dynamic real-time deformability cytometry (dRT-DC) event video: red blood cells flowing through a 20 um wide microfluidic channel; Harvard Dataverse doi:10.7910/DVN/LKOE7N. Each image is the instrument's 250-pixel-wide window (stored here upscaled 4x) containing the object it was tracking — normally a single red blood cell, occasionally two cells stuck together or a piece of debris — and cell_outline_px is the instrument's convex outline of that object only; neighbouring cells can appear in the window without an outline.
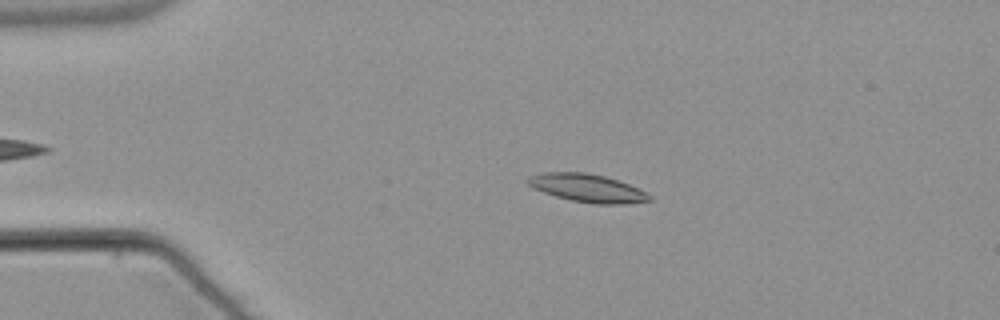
{"species": "common noctule bat (a hibernating species)", "species_latin": "Nyctalus noctula", "temperature_condition": "warm", "stored_images_in_passage": 47, "camera_frame_rate_fps": 3000, "um_per_image_px": 0.085, "animal": {"sex": "male", "body_mass_g": 21.5, "forearm_length_mm": 52.0}, "frame": {"image": 1, "passage_image": 11, "time_ms": 3.333, "image_size_px": [1000, 320], "cell_outline_px": [[652, 200], [620, 204], [592, 204], [568, 200], [544, 192], [528, 184], [524, 180], [528, 176], [544, 172], [584, 172], [604, 176], [628, 184], [652, 196]], "centroid_in_image_um": [49.88, 15.98], "position_along_channel_um": 35.1, "area_um2": 19.71}}
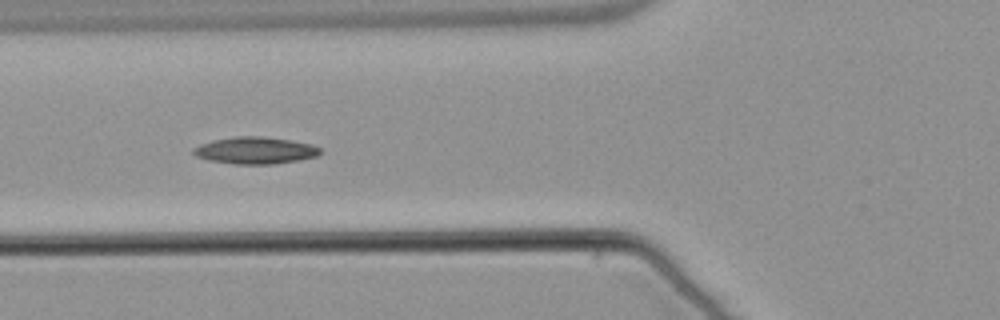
{"frame": {"image": 2, "passage_image": 20, "time_ms": 6.333, "image_size_px": [1000, 320], "cell_outline_px": [[320, 152], [316, 156], [296, 160], [272, 164], [232, 164], [208, 160], [196, 156], [192, 152], [192, 148], [200, 144], [212, 140], [236, 136], [260, 136], [288, 140], [312, 144], [320, 148]], "centroid_in_image_um": [21.63, 12.78], "position_along_channel_um": 104.2, "area_um2": 19.77}}
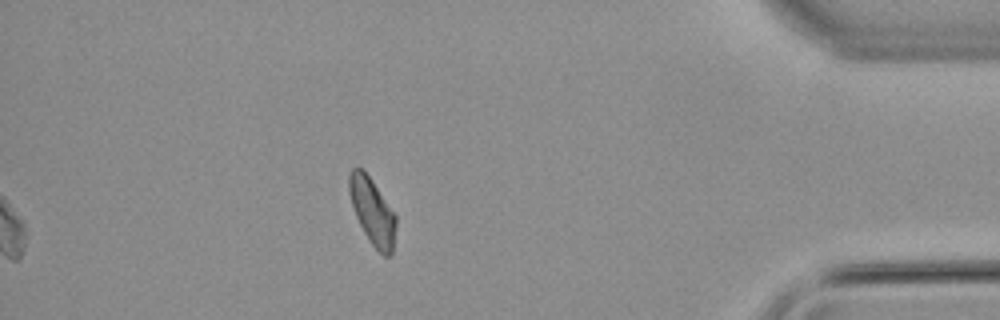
{"frame": {"image": 3, "passage_image": 47, "time_ms": 15.333, "image_size_px": [1000, 320], "cell_outline_px": [[396, 224], [392, 252], [388, 256], [384, 256], [372, 244], [364, 232], [356, 216], [348, 192], [348, 176], [352, 168], [360, 168], [372, 180], [396, 216]], "centroid_in_image_um": [31.64, 17.96], "position_along_channel_um": 403.6, "area_um2": 17.69}}